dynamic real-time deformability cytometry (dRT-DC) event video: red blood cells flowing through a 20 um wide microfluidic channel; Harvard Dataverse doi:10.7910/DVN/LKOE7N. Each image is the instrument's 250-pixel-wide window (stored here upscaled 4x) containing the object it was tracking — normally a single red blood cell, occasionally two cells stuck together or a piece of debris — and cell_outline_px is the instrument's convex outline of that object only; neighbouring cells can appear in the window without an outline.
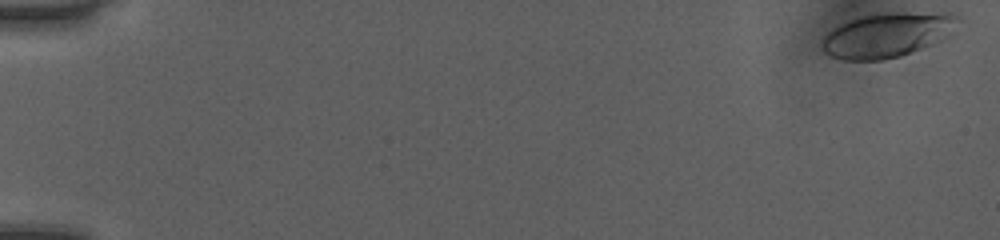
{"species": "human", "species_latin": "Homo sapiens", "temperature_condition": "room temperature", "stored_images_in_passage": 51, "camera_frame_rate_fps": 3000, "um_per_image_px": 0.085, "donor": {"sex": "female"}, "frame": {"image": 1, "passage_image": 1, "time_ms": 0.0, "image_size_px": [1000, 240], "cell_outline_px": [[964, 20], [940, 40], [900, 56], [884, 60], [844, 60], [832, 56], [824, 52], [820, 44], [824, 36], [828, 32], [840, 24], [860, 16], [892, 12], [952, 12], [960, 16]], "centroid_in_image_um": [75.45, 2.94], "position_along_channel_um": 9.6, "area_um2": 35.43}}
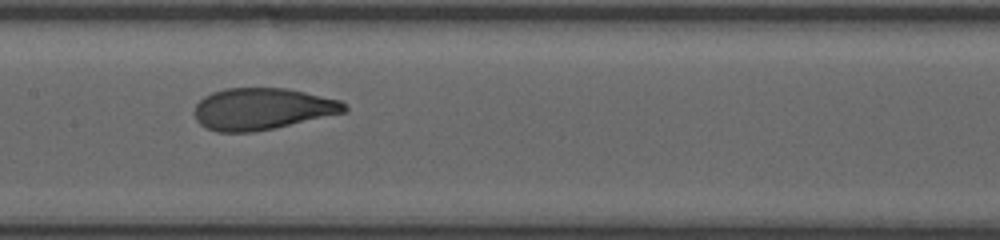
{"frame": {"image": 2, "passage_image": 27, "time_ms": 8.667, "image_size_px": [1000, 240], "cell_outline_px": [[348, 108], [344, 112], [272, 128], [252, 132], [216, 132], [200, 124], [196, 120], [192, 112], [196, 104], [204, 96], [212, 92], [224, 88], [288, 88], [340, 100]], "centroid_in_image_um": [22.22, 9.24], "position_along_channel_um": 185.2, "area_um2": 36.24}}
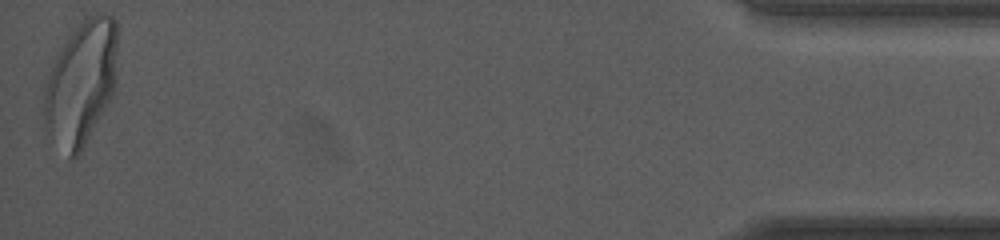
{"frame": {"image": 3, "passage_image": 51, "time_ms": 16.667, "image_size_px": [1000, 240], "cell_outline_px": [[116, 48], [112, 92], [104, 108], [80, 152], [76, 156], [68, 160], [44, 128], [44, 92], [48, 76], [56, 56], [64, 44], [84, 16], [96, 12], [104, 12], [112, 16], [116, 20]], "centroid_in_image_um": [6.85, 7.03], "position_along_channel_um": 428.4, "area_um2": 52.19}, "authors_computed_cell_mechanics": {"area_um2": 36.6452, "velocity_mm_per_s": 4.052, "shape_relaxation_time_tau1_ms": 3.4163, "shape_relaxation_time_tau2_ms": 0.7698, "deformation_change_tau1": 0.1728, "deformation_change_tau2": 0.0618}}